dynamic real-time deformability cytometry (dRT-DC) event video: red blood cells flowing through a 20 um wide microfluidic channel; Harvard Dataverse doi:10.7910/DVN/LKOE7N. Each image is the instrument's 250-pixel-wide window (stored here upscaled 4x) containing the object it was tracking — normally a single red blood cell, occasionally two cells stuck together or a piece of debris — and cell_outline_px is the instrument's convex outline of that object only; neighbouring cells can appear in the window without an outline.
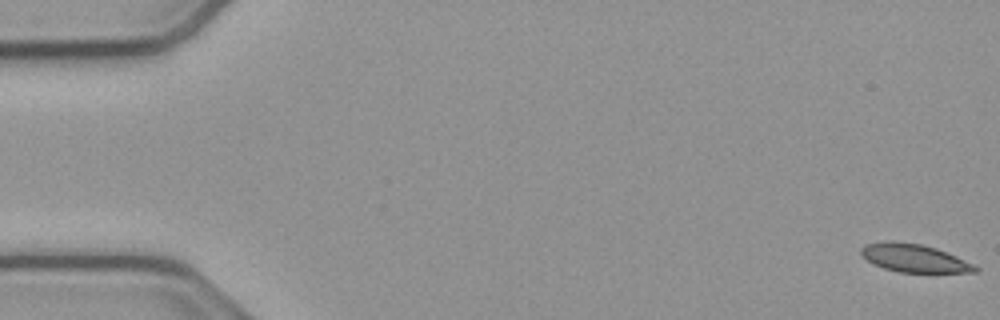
{"species": "common noctule bat (a hibernating species)", "species_latin": "Nyctalus noctula", "temperature_condition": "cold", "stored_images_in_passage": 9, "camera_frame_rate_fps": 3000, "um_per_image_px": 0.085, "animal": {"sex": "male", "body_mass_g": 23.1, "forearm_length_mm": 52.7}, "frame": {"image": 1, "passage_image": 1, "time_ms": 0.0, "image_size_px": [1000, 320], "cell_outline_px": [[980, 272], [900, 272], [884, 268], [872, 264], [860, 252], [860, 248], [864, 244], [888, 240], [892, 240], [920, 244], [936, 248], [956, 256], [980, 268]], "centroid_in_image_um": [77.68, 21.93], "position_along_channel_um": 7.3, "area_um2": 18.61}}